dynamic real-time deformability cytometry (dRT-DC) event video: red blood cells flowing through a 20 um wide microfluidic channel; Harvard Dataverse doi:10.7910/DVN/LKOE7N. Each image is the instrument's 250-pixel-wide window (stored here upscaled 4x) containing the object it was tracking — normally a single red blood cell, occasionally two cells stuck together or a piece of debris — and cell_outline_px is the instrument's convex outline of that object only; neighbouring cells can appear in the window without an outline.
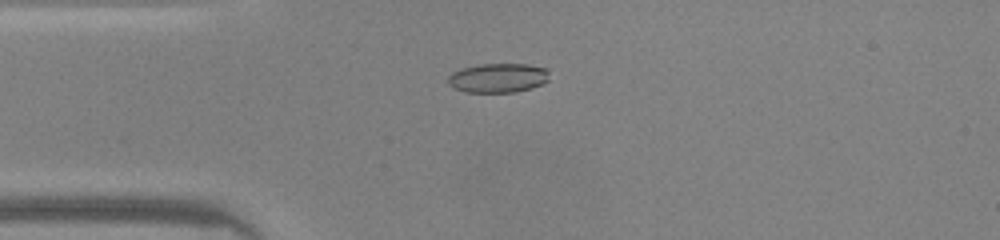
{"species": "common noctule bat (a hibernating species)", "species_latin": "Nyctalus noctula", "temperature_condition": "warm", "stored_images_in_passage": 42, "camera_frame_rate_fps": 3000, "um_per_image_px": 0.085, "animal": {"sex": "male", "body_mass_g": 20.0, "forearm_length_mm": 53.3}, "frame": {"image": 1, "passage_image": 6, "time_ms": 1.667, "image_size_px": [1000, 240], "cell_outline_px": [[548, 80], [532, 88], [516, 92], [464, 92], [452, 88], [448, 84], [448, 76], [452, 72], [460, 68], [480, 64], [528, 64], [548, 68]], "centroid_in_image_um": [42.3, 6.62], "position_along_channel_um": 42.7, "area_um2": 17.51}}
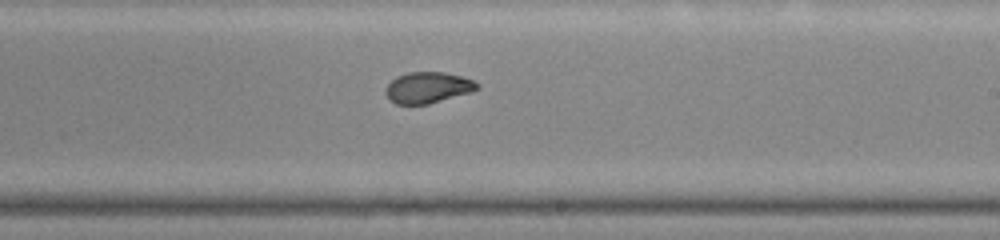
{"frame": {"image": 2, "passage_image": 22, "time_ms": 7.0, "image_size_px": [1000, 240], "cell_outline_px": [[480, 88], [472, 92], [428, 104], [396, 104], [388, 100], [384, 92], [388, 84], [396, 76], [408, 72], [444, 72], [464, 76], [480, 84]], "centroid_in_image_um": [36.37, 7.44], "position_along_channel_um": 252.6, "area_um2": 16.82}}
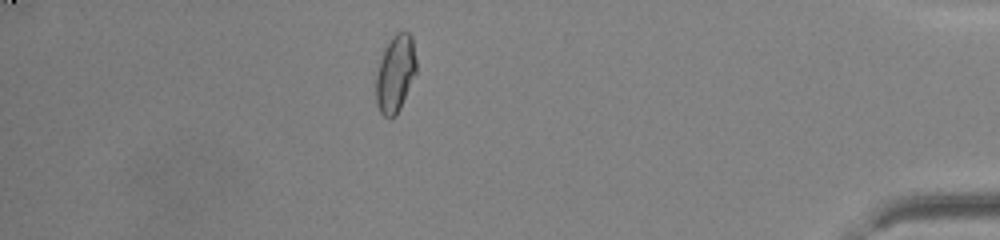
{"frame": {"image": 3, "passage_image": 36, "time_ms": 11.667, "image_size_px": [1000, 240], "cell_outline_px": [[416, 72], [400, 108], [396, 116], [384, 116], [380, 112], [376, 104], [376, 72], [384, 48], [392, 36], [396, 32], [408, 32], [412, 36], [416, 60]], "centroid_in_image_um": [33.59, 6.23], "position_along_channel_um": 401.6, "area_um2": 18.09}, "authors_computed_cell_mechanics": {"area_um2": 17.34, "velocity_mm_per_s": 4.2395, "shape_relaxation_time_tau1_ms": 8.5782, "shape_relaxation_time_tau2_ms": 1.0069, "deformation_change_tau1": 0.2163, "deformation_change_tau2": 0.0536}}